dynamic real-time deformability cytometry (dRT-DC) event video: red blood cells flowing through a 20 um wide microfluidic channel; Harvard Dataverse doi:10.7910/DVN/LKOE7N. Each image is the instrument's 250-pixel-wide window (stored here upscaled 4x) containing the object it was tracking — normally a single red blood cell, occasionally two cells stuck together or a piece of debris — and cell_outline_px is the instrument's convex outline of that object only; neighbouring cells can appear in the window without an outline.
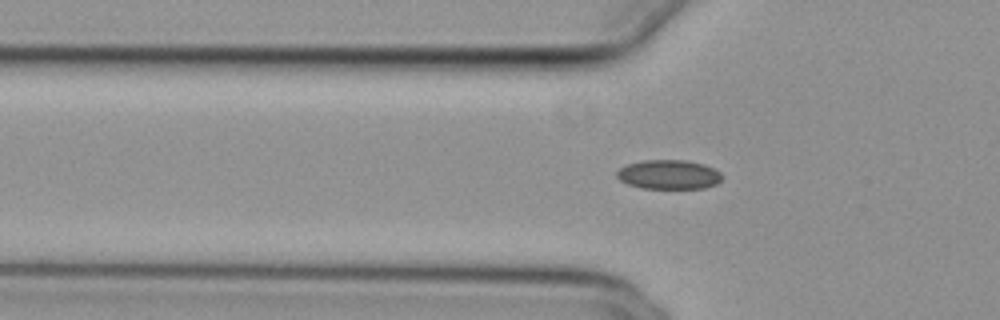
{"species": "common noctule bat (a hibernating species)", "species_latin": "Nyctalus noctula", "temperature_condition": "cold", "stored_images_in_passage": 42, "camera_frame_rate_fps": 3000, "um_per_image_px": 0.085, "animal": {"sex": "female", "body_mass_g": 29.2, "forearm_length_mm": 56.3}, "frame": {"image": 1, "passage_image": 5, "time_ms": 1.333, "image_size_px": [1000, 320], "cell_outline_px": [[724, 176], [716, 184], [704, 188], [640, 188], [628, 184], [620, 180], [616, 176], [616, 172], [620, 168], [628, 164], [644, 160], [684, 160], [704, 164], [720, 172]], "centroid_in_image_um": [56.84, 14.83], "position_along_channel_um": 69.0, "area_um2": 17.92}}
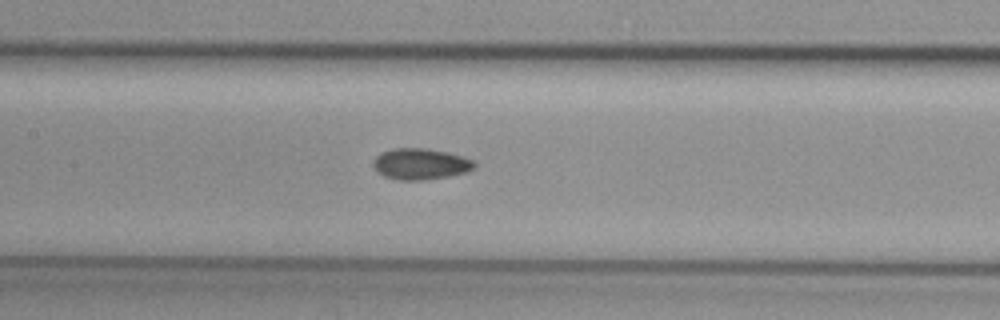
{"frame": {"image": 2, "passage_image": 13, "time_ms": 4.0, "image_size_px": [1000, 320], "cell_outline_px": [[476, 164], [468, 172], [448, 176], [424, 180], [400, 180], [384, 176], [372, 164], [372, 160], [380, 152], [392, 148], [428, 148], [448, 152], [464, 156], [476, 160]], "centroid_in_image_um": [35.77, 13.92], "position_along_channel_um": 171.6, "area_um2": 18.55}}
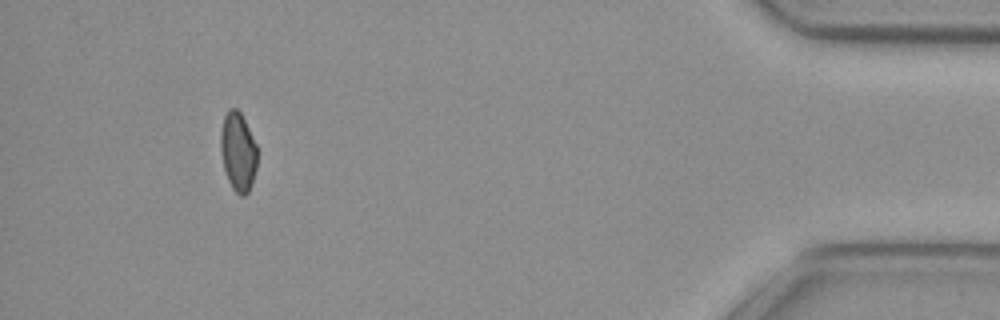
{"frame": {"image": 3, "passage_image": 37, "time_ms": 12.0, "image_size_px": [1000, 320], "cell_outline_px": [[256, 168], [252, 184], [248, 192], [244, 196], [240, 196], [232, 188], [228, 180], [224, 168], [220, 148], [220, 132], [224, 116], [228, 108], [236, 108], [240, 112], [256, 144]], "centroid_in_image_um": [20.22, 12.9], "position_along_channel_um": 415.0, "area_um2": 16.76}, "authors_computed_cell_mechanics": {"area_um2": 17.8024, "velocity_mm_per_s": 3.8619, "shape_relaxation_time_tau1_ms": null, "shape_relaxation_time_tau2_ms": 4.1817, "deformation_change_tau1": null, "deformation_change_tau2": 0.0876}}